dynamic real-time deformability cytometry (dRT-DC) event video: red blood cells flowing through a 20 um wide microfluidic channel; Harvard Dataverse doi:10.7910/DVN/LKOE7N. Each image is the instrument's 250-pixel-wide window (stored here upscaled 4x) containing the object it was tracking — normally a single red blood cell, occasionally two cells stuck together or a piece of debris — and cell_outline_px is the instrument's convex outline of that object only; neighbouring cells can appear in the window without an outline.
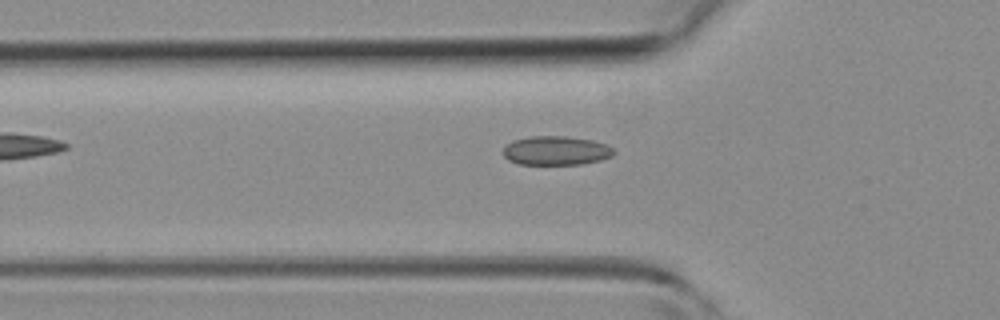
{"species": "common noctule bat (a hibernating species)", "species_latin": "Nyctalus noctula", "temperature_condition": "room temperature", "stored_images_in_passage": 2, "camera_frame_rate_fps": 3000, "um_per_image_px": 0.085, "animal": {"sex": "female", "body_mass_g": 19.3, "forearm_length_mm": 54.1}, "frame": {"image": 1, "passage_image": 2, "time_ms": 1.333, "image_size_px": [1000, 320], "cell_outline_px": [[616, 152], [612, 156], [600, 160], [580, 164], [520, 164], [508, 160], [504, 156], [504, 148], [512, 140], [528, 136], [568, 136], [592, 140], [608, 144]], "centroid_in_image_um": [47.28, 12.79], "position_along_channel_um": 78.5, "area_um2": 18.79}}